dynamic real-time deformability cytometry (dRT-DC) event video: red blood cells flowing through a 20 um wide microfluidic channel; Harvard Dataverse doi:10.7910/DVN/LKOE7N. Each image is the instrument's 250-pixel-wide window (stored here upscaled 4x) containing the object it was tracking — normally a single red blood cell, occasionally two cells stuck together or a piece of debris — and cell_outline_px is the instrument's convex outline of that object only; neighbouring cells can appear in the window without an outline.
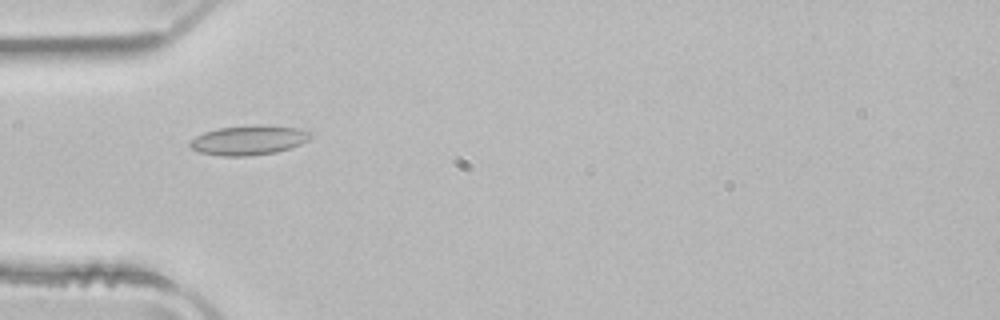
{"species": "common noctule bat (a hibernating species)", "species_latin": "Nyctalus noctula", "temperature_condition": "room temperature", "stored_images_in_passage": 36, "camera_frame_rate_fps": 3000, "um_per_image_px": 0.085, "animal": {"sex": "male", "body_mass_g": 21.5, "forearm_length_mm": 52.0}, "frame": {"image": 1, "passage_image": 1, "time_ms": 0.0, "image_size_px": [1000, 320], "cell_outline_px": [[312, 136], [308, 140], [300, 144], [276, 152], [248, 156], [220, 156], [200, 152], [192, 148], [188, 144], [196, 136], [204, 132], [216, 128], [252, 124], [268, 124], [296, 128], [308, 132]], "centroid_in_image_um": [21.12, 11.9], "position_along_channel_um": 63.9, "area_um2": 20.87}}
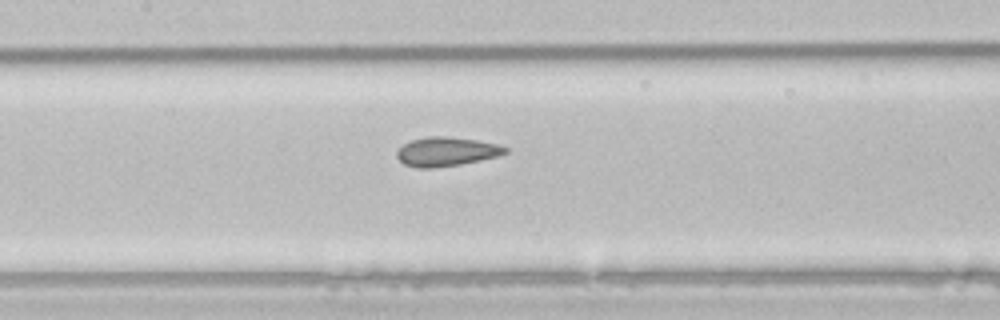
{"frame": {"image": 2, "passage_image": 9, "time_ms": 2.667, "image_size_px": [1000, 320], "cell_outline_px": [[508, 152], [496, 156], [480, 160], [460, 164], [432, 168], [416, 168], [404, 164], [396, 156], [396, 152], [404, 144], [412, 140], [428, 136], [448, 136], [476, 140], [500, 144], [508, 148]], "centroid_in_image_um": [37.94, 12.88], "position_along_channel_um": 169.5, "area_um2": 18.32}}
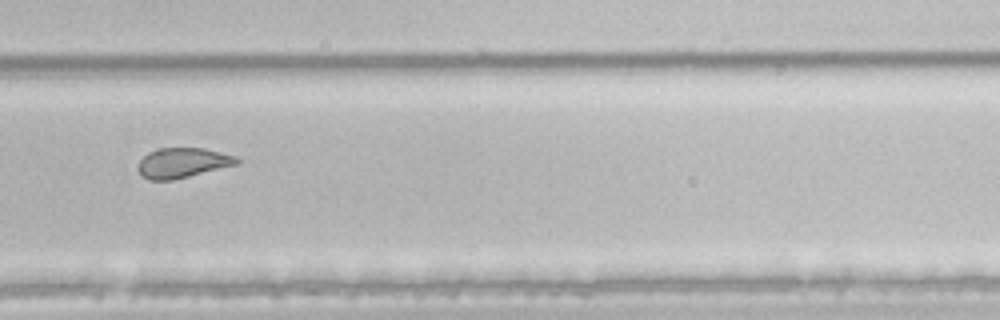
{"frame": {"image": 3, "passage_image": 20, "time_ms": 6.333, "image_size_px": [1000, 320], "cell_outline_px": [[240, 164], [172, 180], [148, 180], [136, 168], [140, 160], [148, 152], [160, 148], [204, 148], [236, 156], [240, 160]], "centroid_in_image_um": [15.54, 13.84], "position_along_channel_um": 314.3, "area_um2": 17.28}, "authors_computed_cell_mechanics": {"area_um2": 18.4671, "velocity_mm_per_s": 3.976, "shape_relaxation_time_tau1_ms": null, "shape_relaxation_time_tau2_ms": 1.3205, "deformation_change_tau1": null, "deformation_change_tau2": 0.0688}}